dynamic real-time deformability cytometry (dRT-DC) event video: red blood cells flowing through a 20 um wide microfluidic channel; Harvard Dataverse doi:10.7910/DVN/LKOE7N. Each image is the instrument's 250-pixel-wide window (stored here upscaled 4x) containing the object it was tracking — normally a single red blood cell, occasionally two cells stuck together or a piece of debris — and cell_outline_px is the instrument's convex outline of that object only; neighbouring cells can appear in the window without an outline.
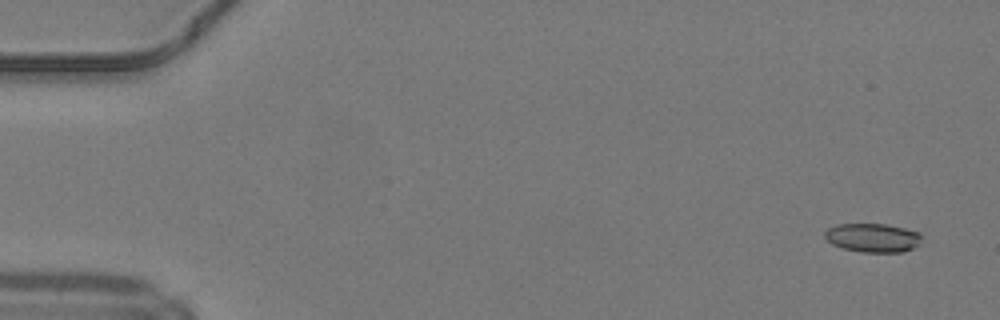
{"species": "common noctule bat (a hibernating species)", "species_latin": "Nyctalus noctula", "temperature_condition": "warm", "stored_images_in_passage": 13, "camera_frame_rate_fps": 3000, "um_per_image_px": 0.085, "animal": {"sex": "male", "body_mass_g": 19.2, "forearm_length_mm": 51.8}, "frame": {"image": 1, "passage_image": 3, "time_ms": 0.667, "image_size_px": [1000, 320], "cell_outline_px": [[920, 244], [904, 252], [860, 252], [844, 248], [832, 244], [824, 236], [824, 232], [828, 228], [836, 224], [888, 224], [920, 232]], "centroid_in_image_um": [74.19, 20.2], "position_along_channel_um": 10.8, "area_um2": 16.3}}